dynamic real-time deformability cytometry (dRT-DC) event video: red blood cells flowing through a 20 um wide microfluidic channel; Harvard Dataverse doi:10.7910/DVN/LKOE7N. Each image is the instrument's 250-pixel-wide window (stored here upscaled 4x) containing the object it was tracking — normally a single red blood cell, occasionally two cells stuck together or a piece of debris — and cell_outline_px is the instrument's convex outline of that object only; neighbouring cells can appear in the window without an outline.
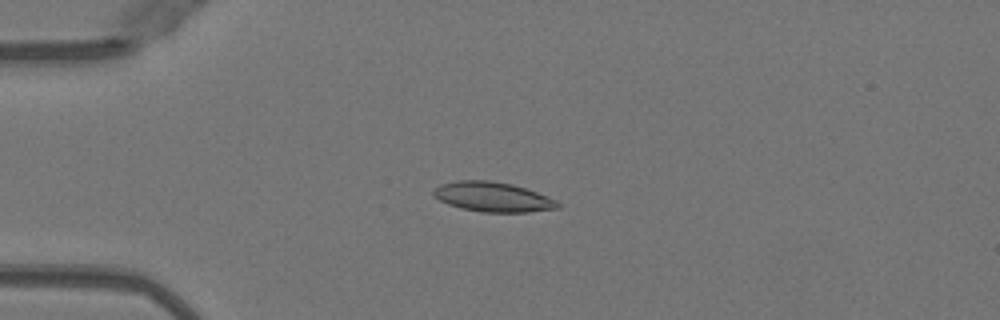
{"species": "Egyptian fruit bat (a non-hibernating species)", "species_latin": "Rousettus aegyptiacus", "temperature_condition": "warm", "stored_images_in_passage": 44, "camera_frame_rate_fps": 3000, "um_per_image_px": 0.085, "animal": {"sex": "female"}, "frame": {"image": 1, "passage_image": 11, "time_ms": 3.333, "image_size_px": [1000, 320], "cell_outline_px": [[560, 208], [528, 212], [480, 212], [460, 208], [448, 204], [432, 196], [432, 192], [440, 184], [460, 180], [488, 180], [512, 184], [548, 196], [556, 200], [560, 204]], "centroid_in_image_um": [41.88, 16.74], "position_along_channel_um": 43.1, "area_um2": 21.56}}
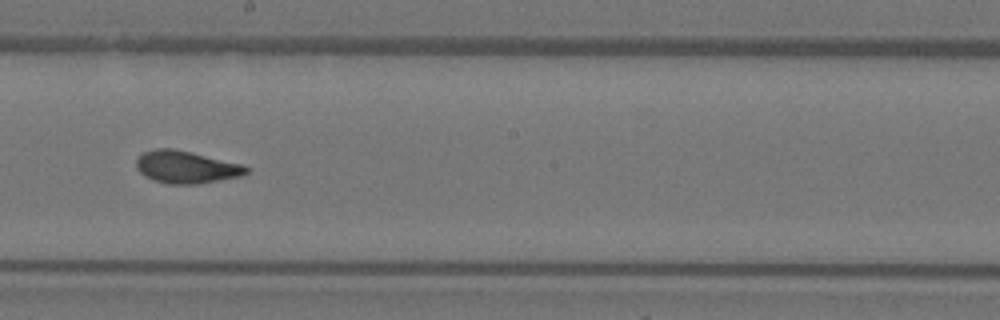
{"frame": {"image": 2, "passage_image": 27, "time_ms": 8.667, "image_size_px": [1000, 320], "cell_outline_px": [[248, 172], [240, 176], [196, 184], [168, 184], [152, 180], [144, 176], [136, 168], [136, 160], [144, 152], [152, 148], [172, 148], [192, 152], [244, 164], [248, 168]], "centroid_in_image_um": [15.8, 14.19], "position_along_channel_um": 232.4, "area_um2": 20.87}}
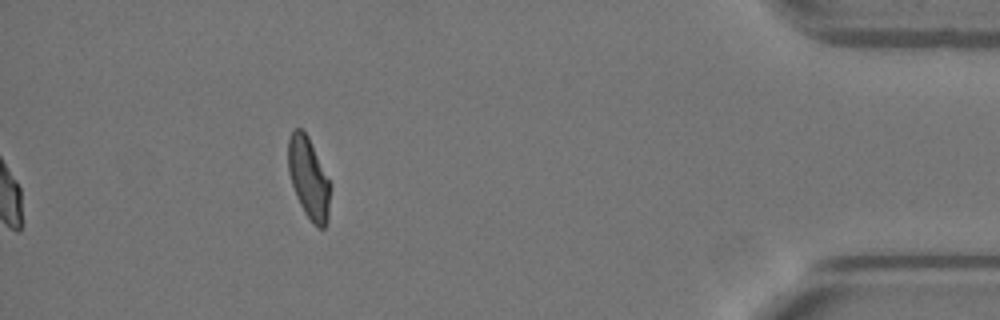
{"frame": {"image": 3, "passage_image": 44, "time_ms": 14.333, "image_size_px": [1000, 320], "cell_outline_px": [[328, 220], [324, 228], [316, 228], [312, 224], [304, 212], [296, 196], [288, 172], [288, 140], [292, 128], [300, 128], [308, 136], [328, 180]], "centroid_in_image_um": [26.19, 15.14], "position_along_channel_um": 409.0, "area_um2": 19.48}, "authors_computed_cell_mechanics": {"area_um2": 20.6057, "velocity_mm_per_s": 4.0302, "shape_relaxation_time_tau1_ms": 8.8008, "shape_relaxation_time_tau2_ms": 1.438, "deformation_change_tau1": 0.2482, "deformation_change_tau2": 0.0638}}